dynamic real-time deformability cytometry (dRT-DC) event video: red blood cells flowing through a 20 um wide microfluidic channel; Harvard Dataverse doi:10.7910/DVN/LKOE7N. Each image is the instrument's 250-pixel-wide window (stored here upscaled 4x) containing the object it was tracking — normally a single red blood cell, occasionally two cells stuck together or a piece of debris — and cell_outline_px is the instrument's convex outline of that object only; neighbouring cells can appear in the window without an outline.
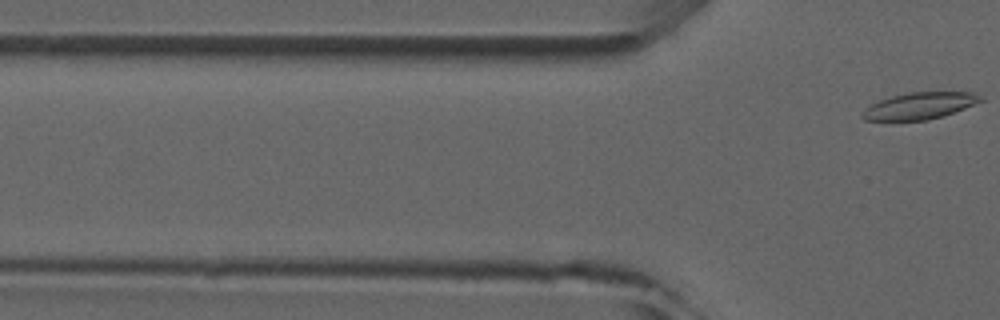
{"species": "common noctule bat (a hibernating species)", "species_latin": "Nyctalus noctula", "temperature_condition": "room temperature", "stored_images_in_passage": 4, "camera_frame_rate_fps": 3000, "um_per_image_px": 0.085, "animal": {"sex": "male", "forearm_length_mm": 52.5}, "frame": {"image": 1, "passage_image": 4, "time_ms": 4.667, "image_size_px": [1000, 320], "cell_outline_px": [[984, 100], [964, 108], [928, 120], [888, 124], [864, 120], [860, 116], [864, 108], [880, 100], [892, 96], [908, 92], [976, 92], [984, 96]], "centroid_in_image_um": [78.07, 9.04], "position_along_channel_um": 47.7, "area_um2": 19.25}}